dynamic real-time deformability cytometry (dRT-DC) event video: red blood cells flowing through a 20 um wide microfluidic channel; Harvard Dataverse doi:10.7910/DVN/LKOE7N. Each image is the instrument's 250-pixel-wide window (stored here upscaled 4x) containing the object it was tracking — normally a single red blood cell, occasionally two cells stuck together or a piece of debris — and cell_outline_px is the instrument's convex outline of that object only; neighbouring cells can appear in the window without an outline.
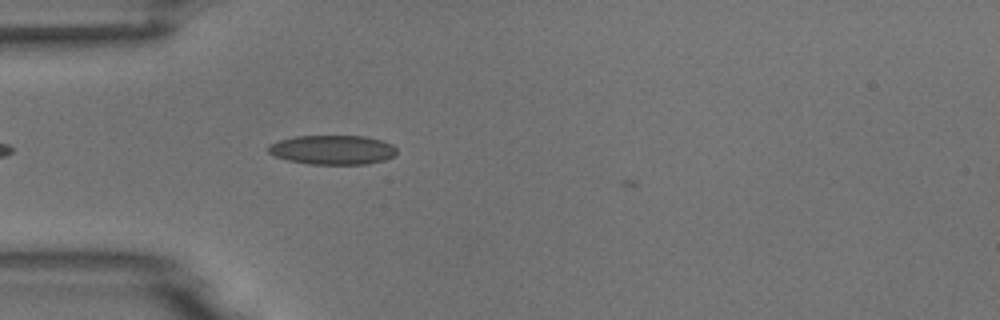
{"species": "common noctule bat (a hibernating species)", "species_latin": "Nyctalus noctula", "temperature_condition": "room temperature", "stored_images_in_passage": 5, "camera_frame_rate_fps": 3000, "um_per_image_px": 0.085, "animal": {"sex": "male", "body_mass_g": 18.8}, "frame": {"image": 1, "passage_image": 5, "time_ms": 4.333, "image_size_px": [1000, 320], "cell_outline_px": [[396, 152], [392, 156], [384, 160], [368, 164], [308, 164], [288, 160], [276, 156], [268, 152], [268, 144], [280, 140], [296, 136], [364, 136], [380, 140], [392, 144], [396, 148]], "centroid_in_image_um": [28.25, 12.73], "position_along_channel_um": 56.7, "area_um2": 21.85}}